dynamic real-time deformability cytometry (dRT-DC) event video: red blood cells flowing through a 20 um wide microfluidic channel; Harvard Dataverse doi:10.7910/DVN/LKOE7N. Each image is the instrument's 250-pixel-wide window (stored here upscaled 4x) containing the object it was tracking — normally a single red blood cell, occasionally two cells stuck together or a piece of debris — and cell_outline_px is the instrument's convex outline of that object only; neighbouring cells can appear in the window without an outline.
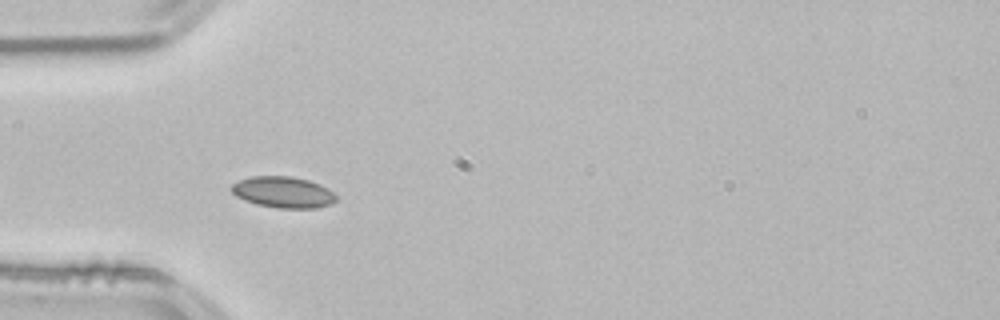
{"species": "common noctule bat (a hibernating species)", "species_latin": "Nyctalus noctula", "temperature_condition": "room temperature", "stored_images_in_passage": 8, "camera_frame_rate_fps": 3000, "um_per_image_px": 0.085, "animal": {"sex": "male", "body_mass_g": 21.5, "forearm_length_mm": 52.0}, "frame": {"image": 1, "passage_image": 4, "time_ms": 1.0, "image_size_px": [1000, 320], "cell_outline_px": [[336, 200], [332, 204], [316, 208], [276, 208], [256, 204], [244, 200], [236, 196], [232, 192], [232, 184], [240, 180], [252, 176], [288, 176], [308, 180], [320, 184], [332, 192], [336, 196]], "centroid_in_image_um": [24.07, 16.34], "position_along_channel_um": 60.9, "area_um2": 18.96}}